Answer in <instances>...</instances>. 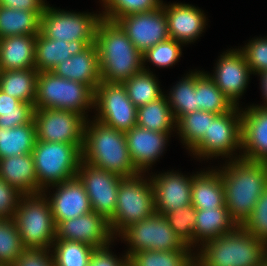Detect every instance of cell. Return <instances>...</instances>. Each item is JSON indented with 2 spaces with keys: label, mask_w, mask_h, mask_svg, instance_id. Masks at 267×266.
I'll use <instances>...</instances> for the list:
<instances>
[{
  "label": "cell",
  "mask_w": 267,
  "mask_h": 266,
  "mask_svg": "<svg viewBox=\"0 0 267 266\" xmlns=\"http://www.w3.org/2000/svg\"><path fill=\"white\" fill-rule=\"evenodd\" d=\"M225 168V169H224ZM219 170L225 192V205L239 226L254 210L267 188V163L235 158Z\"/></svg>",
  "instance_id": "6da1fadb"
},
{
  "label": "cell",
  "mask_w": 267,
  "mask_h": 266,
  "mask_svg": "<svg viewBox=\"0 0 267 266\" xmlns=\"http://www.w3.org/2000/svg\"><path fill=\"white\" fill-rule=\"evenodd\" d=\"M95 45L102 81L123 83L143 70L142 54L117 22L101 19Z\"/></svg>",
  "instance_id": "7a4b0ae2"
},
{
  "label": "cell",
  "mask_w": 267,
  "mask_h": 266,
  "mask_svg": "<svg viewBox=\"0 0 267 266\" xmlns=\"http://www.w3.org/2000/svg\"><path fill=\"white\" fill-rule=\"evenodd\" d=\"M91 124L85 123L82 160L123 178L141 174L128 153L125 133L97 120Z\"/></svg>",
  "instance_id": "3957f363"
},
{
  "label": "cell",
  "mask_w": 267,
  "mask_h": 266,
  "mask_svg": "<svg viewBox=\"0 0 267 266\" xmlns=\"http://www.w3.org/2000/svg\"><path fill=\"white\" fill-rule=\"evenodd\" d=\"M204 243L199 256H195L198 266H264L267 263V245L240 225Z\"/></svg>",
  "instance_id": "277c9868"
},
{
  "label": "cell",
  "mask_w": 267,
  "mask_h": 266,
  "mask_svg": "<svg viewBox=\"0 0 267 266\" xmlns=\"http://www.w3.org/2000/svg\"><path fill=\"white\" fill-rule=\"evenodd\" d=\"M38 180V193L77 176L82 146L60 142L36 141L32 151ZM51 184V185H50Z\"/></svg>",
  "instance_id": "5b68a950"
},
{
  "label": "cell",
  "mask_w": 267,
  "mask_h": 266,
  "mask_svg": "<svg viewBox=\"0 0 267 266\" xmlns=\"http://www.w3.org/2000/svg\"><path fill=\"white\" fill-rule=\"evenodd\" d=\"M13 220L26 249H47L56 239L49 198L42 193L22 195Z\"/></svg>",
  "instance_id": "8992f818"
},
{
  "label": "cell",
  "mask_w": 267,
  "mask_h": 266,
  "mask_svg": "<svg viewBox=\"0 0 267 266\" xmlns=\"http://www.w3.org/2000/svg\"><path fill=\"white\" fill-rule=\"evenodd\" d=\"M95 91L88 85L56 76L51 72H38L34 107L73 111L84 118L89 106H94Z\"/></svg>",
  "instance_id": "52a82bcc"
},
{
  "label": "cell",
  "mask_w": 267,
  "mask_h": 266,
  "mask_svg": "<svg viewBox=\"0 0 267 266\" xmlns=\"http://www.w3.org/2000/svg\"><path fill=\"white\" fill-rule=\"evenodd\" d=\"M155 213L152 184L141 175L120 181L114 215L108 220L111 233L120 234L129 225L151 217ZM115 231V232H114Z\"/></svg>",
  "instance_id": "ba28073f"
},
{
  "label": "cell",
  "mask_w": 267,
  "mask_h": 266,
  "mask_svg": "<svg viewBox=\"0 0 267 266\" xmlns=\"http://www.w3.org/2000/svg\"><path fill=\"white\" fill-rule=\"evenodd\" d=\"M118 235L123 236L131 246L126 253L128 257L144 250L170 251L182 250L185 247L169 226L166 217L157 213L129 225Z\"/></svg>",
  "instance_id": "9c48e42d"
},
{
  "label": "cell",
  "mask_w": 267,
  "mask_h": 266,
  "mask_svg": "<svg viewBox=\"0 0 267 266\" xmlns=\"http://www.w3.org/2000/svg\"><path fill=\"white\" fill-rule=\"evenodd\" d=\"M235 106L231 111L209 120L208 132L190 149L199 157L232 155L237 147L242 148V119ZM238 113V114H237Z\"/></svg>",
  "instance_id": "30bf717a"
},
{
  "label": "cell",
  "mask_w": 267,
  "mask_h": 266,
  "mask_svg": "<svg viewBox=\"0 0 267 266\" xmlns=\"http://www.w3.org/2000/svg\"><path fill=\"white\" fill-rule=\"evenodd\" d=\"M94 106L99 109L96 120L117 131L126 133L137 123V107L123 83L101 81L95 89Z\"/></svg>",
  "instance_id": "8fae6325"
},
{
  "label": "cell",
  "mask_w": 267,
  "mask_h": 266,
  "mask_svg": "<svg viewBox=\"0 0 267 266\" xmlns=\"http://www.w3.org/2000/svg\"><path fill=\"white\" fill-rule=\"evenodd\" d=\"M102 16L59 11L46 6L40 17V33L61 41L95 40Z\"/></svg>",
  "instance_id": "7c38bea8"
},
{
  "label": "cell",
  "mask_w": 267,
  "mask_h": 266,
  "mask_svg": "<svg viewBox=\"0 0 267 266\" xmlns=\"http://www.w3.org/2000/svg\"><path fill=\"white\" fill-rule=\"evenodd\" d=\"M85 119L73 111L35 108L33 121L37 140L83 147Z\"/></svg>",
  "instance_id": "4fadbf2b"
},
{
  "label": "cell",
  "mask_w": 267,
  "mask_h": 266,
  "mask_svg": "<svg viewBox=\"0 0 267 266\" xmlns=\"http://www.w3.org/2000/svg\"><path fill=\"white\" fill-rule=\"evenodd\" d=\"M77 177L83 183L92 211L109 220L115 213L120 181L123 177L81 160Z\"/></svg>",
  "instance_id": "5bb4252c"
},
{
  "label": "cell",
  "mask_w": 267,
  "mask_h": 266,
  "mask_svg": "<svg viewBox=\"0 0 267 266\" xmlns=\"http://www.w3.org/2000/svg\"><path fill=\"white\" fill-rule=\"evenodd\" d=\"M116 22L141 54L170 38L167 17L162 6L156 10L123 16Z\"/></svg>",
  "instance_id": "9a60e30c"
},
{
  "label": "cell",
  "mask_w": 267,
  "mask_h": 266,
  "mask_svg": "<svg viewBox=\"0 0 267 266\" xmlns=\"http://www.w3.org/2000/svg\"><path fill=\"white\" fill-rule=\"evenodd\" d=\"M113 235L108 220L93 211L62 221L56 226V239L77 241L93 248L110 245Z\"/></svg>",
  "instance_id": "2e32d148"
},
{
  "label": "cell",
  "mask_w": 267,
  "mask_h": 266,
  "mask_svg": "<svg viewBox=\"0 0 267 266\" xmlns=\"http://www.w3.org/2000/svg\"><path fill=\"white\" fill-rule=\"evenodd\" d=\"M213 76L209 77L225 94L234 106L243 94L251 74L244 53L241 49L231 50L221 55Z\"/></svg>",
  "instance_id": "e0dca14e"
},
{
  "label": "cell",
  "mask_w": 267,
  "mask_h": 266,
  "mask_svg": "<svg viewBox=\"0 0 267 266\" xmlns=\"http://www.w3.org/2000/svg\"><path fill=\"white\" fill-rule=\"evenodd\" d=\"M150 180L155 213L165 216L191 204L192 177L185 178L183 175L167 172Z\"/></svg>",
  "instance_id": "ac0fdd59"
},
{
  "label": "cell",
  "mask_w": 267,
  "mask_h": 266,
  "mask_svg": "<svg viewBox=\"0 0 267 266\" xmlns=\"http://www.w3.org/2000/svg\"><path fill=\"white\" fill-rule=\"evenodd\" d=\"M53 186L57 187V192L49 203L55 226L92 211L85 187L77 176Z\"/></svg>",
  "instance_id": "d6986e66"
},
{
  "label": "cell",
  "mask_w": 267,
  "mask_h": 266,
  "mask_svg": "<svg viewBox=\"0 0 267 266\" xmlns=\"http://www.w3.org/2000/svg\"><path fill=\"white\" fill-rule=\"evenodd\" d=\"M243 158L267 163V108L251 106L241 113Z\"/></svg>",
  "instance_id": "ffe728a7"
},
{
  "label": "cell",
  "mask_w": 267,
  "mask_h": 266,
  "mask_svg": "<svg viewBox=\"0 0 267 266\" xmlns=\"http://www.w3.org/2000/svg\"><path fill=\"white\" fill-rule=\"evenodd\" d=\"M170 132L151 131L135 125L125 133L128 153L136 169L143 173L163 152Z\"/></svg>",
  "instance_id": "44dd1931"
},
{
  "label": "cell",
  "mask_w": 267,
  "mask_h": 266,
  "mask_svg": "<svg viewBox=\"0 0 267 266\" xmlns=\"http://www.w3.org/2000/svg\"><path fill=\"white\" fill-rule=\"evenodd\" d=\"M167 22L168 33L171 39L181 44L193 42L205 27L206 18L201 10L189 4L173 3L163 5Z\"/></svg>",
  "instance_id": "7402d4cb"
},
{
  "label": "cell",
  "mask_w": 267,
  "mask_h": 266,
  "mask_svg": "<svg viewBox=\"0 0 267 266\" xmlns=\"http://www.w3.org/2000/svg\"><path fill=\"white\" fill-rule=\"evenodd\" d=\"M52 72L59 77L82 82L94 91L101 83L98 51L95 44L62 61Z\"/></svg>",
  "instance_id": "603a6c76"
},
{
  "label": "cell",
  "mask_w": 267,
  "mask_h": 266,
  "mask_svg": "<svg viewBox=\"0 0 267 266\" xmlns=\"http://www.w3.org/2000/svg\"><path fill=\"white\" fill-rule=\"evenodd\" d=\"M95 40L61 41L49 39L40 32L36 36L35 69L38 72H51L56 65L76 53L84 51Z\"/></svg>",
  "instance_id": "cb8c5ba5"
},
{
  "label": "cell",
  "mask_w": 267,
  "mask_h": 266,
  "mask_svg": "<svg viewBox=\"0 0 267 266\" xmlns=\"http://www.w3.org/2000/svg\"><path fill=\"white\" fill-rule=\"evenodd\" d=\"M0 177L22 195L38 194L32 153L0 159Z\"/></svg>",
  "instance_id": "d4e9b609"
},
{
  "label": "cell",
  "mask_w": 267,
  "mask_h": 266,
  "mask_svg": "<svg viewBox=\"0 0 267 266\" xmlns=\"http://www.w3.org/2000/svg\"><path fill=\"white\" fill-rule=\"evenodd\" d=\"M37 35H15L0 39L1 70L35 68Z\"/></svg>",
  "instance_id": "484cf974"
},
{
  "label": "cell",
  "mask_w": 267,
  "mask_h": 266,
  "mask_svg": "<svg viewBox=\"0 0 267 266\" xmlns=\"http://www.w3.org/2000/svg\"><path fill=\"white\" fill-rule=\"evenodd\" d=\"M191 204L202 210L226 206L219 170H209L192 176Z\"/></svg>",
  "instance_id": "4316f807"
},
{
  "label": "cell",
  "mask_w": 267,
  "mask_h": 266,
  "mask_svg": "<svg viewBox=\"0 0 267 266\" xmlns=\"http://www.w3.org/2000/svg\"><path fill=\"white\" fill-rule=\"evenodd\" d=\"M238 225L230 217L226 206L213 209H196L194 244L232 232Z\"/></svg>",
  "instance_id": "83f0119b"
},
{
  "label": "cell",
  "mask_w": 267,
  "mask_h": 266,
  "mask_svg": "<svg viewBox=\"0 0 267 266\" xmlns=\"http://www.w3.org/2000/svg\"><path fill=\"white\" fill-rule=\"evenodd\" d=\"M38 71L33 69L2 70L0 90L20 101L34 105Z\"/></svg>",
  "instance_id": "f1b7e54d"
},
{
  "label": "cell",
  "mask_w": 267,
  "mask_h": 266,
  "mask_svg": "<svg viewBox=\"0 0 267 266\" xmlns=\"http://www.w3.org/2000/svg\"><path fill=\"white\" fill-rule=\"evenodd\" d=\"M36 141L34 121L10 129L0 127V159L30 154Z\"/></svg>",
  "instance_id": "f546056e"
},
{
  "label": "cell",
  "mask_w": 267,
  "mask_h": 266,
  "mask_svg": "<svg viewBox=\"0 0 267 266\" xmlns=\"http://www.w3.org/2000/svg\"><path fill=\"white\" fill-rule=\"evenodd\" d=\"M40 16L35 11L0 6V39L15 35H38Z\"/></svg>",
  "instance_id": "4dcf8cb0"
},
{
  "label": "cell",
  "mask_w": 267,
  "mask_h": 266,
  "mask_svg": "<svg viewBox=\"0 0 267 266\" xmlns=\"http://www.w3.org/2000/svg\"><path fill=\"white\" fill-rule=\"evenodd\" d=\"M166 97L163 95L153 102L137 107L136 125L156 132H171L173 126L176 128V119Z\"/></svg>",
  "instance_id": "1f68e13d"
},
{
  "label": "cell",
  "mask_w": 267,
  "mask_h": 266,
  "mask_svg": "<svg viewBox=\"0 0 267 266\" xmlns=\"http://www.w3.org/2000/svg\"><path fill=\"white\" fill-rule=\"evenodd\" d=\"M195 89L197 90V111L202 110L219 115L235 107L208 74L197 71Z\"/></svg>",
  "instance_id": "d6a6232c"
},
{
  "label": "cell",
  "mask_w": 267,
  "mask_h": 266,
  "mask_svg": "<svg viewBox=\"0 0 267 266\" xmlns=\"http://www.w3.org/2000/svg\"><path fill=\"white\" fill-rule=\"evenodd\" d=\"M191 248L185 246L182 250L154 251L144 250L129 257L130 266H192L195 257L189 252Z\"/></svg>",
  "instance_id": "836d02e7"
},
{
  "label": "cell",
  "mask_w": 267,
  "mask_h": 266,
  "mask_svg": "<svg viewBox=\"0 0 267 266\" xmlns=\"http://www.w3.org/2000/svg\"><path fill=\"white\" fill-rule=\"evenodd\" d=\"M144 67L141 72L123 82L129 99L136 107L153 102L164 95L156 81L157 79Z\"/></svg>",
  "instance_id": "e575fe53"
},
{
  "label": "cell",
  "mask_w": 267,
  "mask_h": 266,
  "mask_svg": "<svg viewBox=\"0 0 267 266\" xmlns=\"http://www.w3.org/2000/svg\"><path fill=\"white\" fill-rule=\"evenodd\" d=\"M197 72H192L173 87L167 101L176 121L183 115L197 111ZM170 98V100H169ZM173 108V109H172Z\"/></svg>",
  "instance_id": "d590c367"
},
{
  "label": "cell",
  "mask_w": 267,
  "mask_h": 266,
  "mask_svg": "<svg viewBox=\"0 0 267 266\" xmlns=\"http://www.w3.org/2000/svg\"><path fill=\"white\" fill-rule=\"evenodd\" d=\"M35 107L0 90V127L14 128L33 121Z\"/></svg>",
  "instance_id": "8d00e7d4"
},
{
  "label": "cell",
  "mask_w": 267,
  "mask_h": 266,
  "mask_svg": "<svg viewBox=\"0 0 267 266\" xmlns=\"http://www.w3.org/2000/svg\"><path fill=\"white\" fill-rule=\"evenodd\" d=\"M54 248L55 266H88L95 248L92 246L69 240L55 239Z\"/></svg>",
  "instance_id": "74e56055"
},
{
  "label": "cell",
  "mask_w": 267,
  "mask_h": 266,
  "mask_svg": "<svg viewBox=\"0 0 267 266\" xmlns=\"http://www.w3.org/2000/svg\"><path fill=\"white\" fill-rule=\"evenodd\" d=\"M216 116L214 113L198 110L183 115L176 121L178 133L189 149L208 132L209 120H213Z\"/></svg>",
  "instance_id": "f35d334b"
},
{
  "label": "cell",
  "mask_w": 267,
  "mask_h": 266,
  "mask_svg": "<svg viewBox=\"0 0 267 266\" xmlns=\"http://www.w3.org/2000/svg\"><path fill=\"white\" fill-rule=\"evenodd\" d=\"M25 249L13 218L0 219V264L12 266Z\"/></svg>",
  "instance_id": "ab89813d"
},
{
  "label": "cell",
  "mask_w": 267,
  "mask_h": 266,
  "mask_svg": "<svg viewBox=\"0 0 267 266\" xmlns=\"http://www.w3.org/2000/svg\"><path fill=\"white\" fill-rule=\"evenodd\" d=\"M105 12L102 18L116 22L119 18L130 14L156 10L162 6L160 0H102Z\"/></svg>",
  "instance_id": "60d3db41"
},
{
  "label": "cell",
  "mask_w": 267,
  "mask_h": 266,
  "mask_svg": "<svg viewBox=\"0 0 267 266\" xmlns=\"http://www.w3.org/2000/svg\"><path fill=\"white\" fill-rule=\"evenodd\" d=\"M165 217L179 240L185 246L191 248V245L194 244L196 208L190 204L176 211L167 213Z\"/></svg>",
  "instance_id": "b9f144b4"
},
{
  "label": "cell",
  "mask_w": 267,
  "mask_h": 266,
  "mask_svg": "<svg viewBox=\"0 0 267 266\" xmlns=\"http://www.w3.org/2000/svg\"><path fill=\"white\" fill-rule=\"evenodd\" d=\"M180 45V42L171 38L157 43L142 54L143 64L149 60L159 67L172 66L181 56Z\"/></svg>",
  "instance_id": "7bdbcfd3"
},
{
  "label": "cell",
  "mask_w": 267,
  "mask_h": 266,
  "mask_svg": "<svg viewBox=\"0 0 267 266\" xmlns=\"http://www.w3.org/2000/svg\"><path fill=\"white\" fill-rule=\"evenodd\" d=\"M240 226L267 245V188L256 202L254 210Z\"/></svg>",
  "instance_id": "ee69618b"
},
{
  "label": "cell",
  "mask_w": 267,
  "mask_h": 266,
  "mask_svg": "<svg viewBox=\"0 0 267 266\" xmlns=\"http://www.w3.org/2000/svg\"><path fill=\"white\" fill-rule=\"evenodd\" d=\"M241 51L245 55L251 72L259 74L267 71V38L254 39Z\"/></svg>",
  "instance_id": "f6af8a7d"
},
{
  "label": "cell",
  "mask_w": 267,
  "mask_h": 266,
  "mask_svg": "<svg viewBox=\"0 0 267 266\" xmlns=\"http://www.w3.org/2000/svg\"><path fill=\"white\" fill-rule=\"evenodd\" d=\"M22 194L0 177V219L14 217Z\"/></svg>",
  "instance_id": "bcb514c9"
},
{
  "label": "cell",
  "mask_w": 267,
  "mask_h": 266,
  "mask_svg": "<svg viewBox=\"0 0 267 266\" xmlns=\"http://www.w3.org/2000/svg\"><path fill=\"white\" fill-rule=\"evenodd\" d=\"M47 249H25L12 266H55L54 257Z\"/></svg>",
  "instance_id": "7dc6e473"
},
{
  "label": "cell",
  "mask_w": 267,
  "mask_h": 266,
  "mask_svg": "<svg viewBox=\"0 0 267 266\" xmlns=\"http://www.w3.org/2000/svg\"><path fill=\"white\" fill-rule=\"evenodd\" d=\"M109 251V245L101 248H95L88 266H128L129 257L124 256L123 259H117Z\"/></svg>",
  "instance_id": "c3c4849f"
},
{
  "label": "cell",
  "mask_w": 267,
  "mask_h": 266,
  "mask_svg": "<svg viewBox=\"0 0 267 266\" xmlns=\"http://www.w3.org/2000/svg\"><path fill=\"white\" fill-rule=\"evenodd\" d=\"M0 6L18 10L35 11L40 17L47 5L43 0H0Z\"/></svg>",
  "instance_id": "681fc988"
},
{
  "label": "cell",
  "mask_w": 267,
  "mask_h": 266,
  "mask_svg": "<svg viewBox=\"0 0 267 266\" xmlns=\"http://www.w3.org/2000/svg\"><path fill=\"white\" fill-rule=\"evenodd\" d=\"M260 77H261V84H262V91H263V95H264V99L267 102V71L263 72V73H259ZM260 108H267V105L265 106H258Z\"/></svg>",
  "instance_id": "f907efd6"
}]
</instances>
